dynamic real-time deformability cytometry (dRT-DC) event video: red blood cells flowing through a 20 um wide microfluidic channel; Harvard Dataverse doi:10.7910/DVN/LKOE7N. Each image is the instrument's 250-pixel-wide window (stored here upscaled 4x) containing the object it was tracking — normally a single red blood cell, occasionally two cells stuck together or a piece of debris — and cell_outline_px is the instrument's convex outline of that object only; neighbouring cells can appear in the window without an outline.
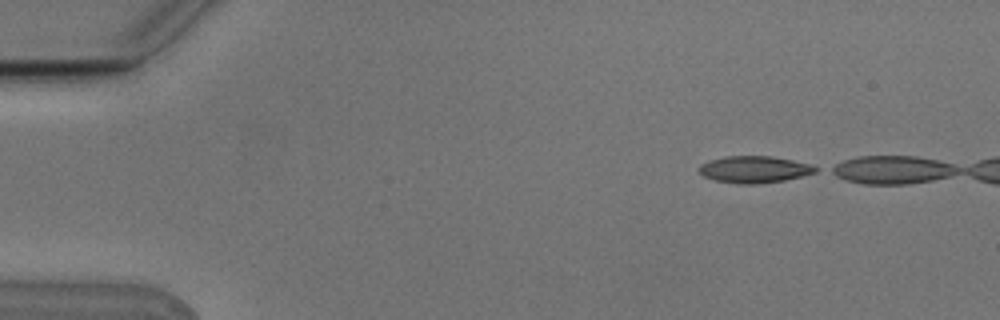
{"species": "Egyptian fruit bat (a non-hibernating species)", "species_latin": "Rousettus aegyptiacus", "temperature_condition": "cold", "stored_images_in_passage": 2, "camera_frame_rate_fps": 3000, "um_per_image_px": 0.085, "animal": {"sex": "male"}, "frame": {"image": 1, "passage_image": 1, "time_ms": 0.0, "image_size_px": [1000, 320], "cell_outline_px": [[820, 168], [816, 172], [784, 180], [756, 184], [740, 184], [716, 180], [704, 176], [696, 168], [700, 164], [708, 160], [724, 156], [772, 156], [792, 160], [808, 164]], "centroid_in_image_um": [64.07, 14.39], "position_along_channel_um": 20.9, "area_um2": 18.15}}